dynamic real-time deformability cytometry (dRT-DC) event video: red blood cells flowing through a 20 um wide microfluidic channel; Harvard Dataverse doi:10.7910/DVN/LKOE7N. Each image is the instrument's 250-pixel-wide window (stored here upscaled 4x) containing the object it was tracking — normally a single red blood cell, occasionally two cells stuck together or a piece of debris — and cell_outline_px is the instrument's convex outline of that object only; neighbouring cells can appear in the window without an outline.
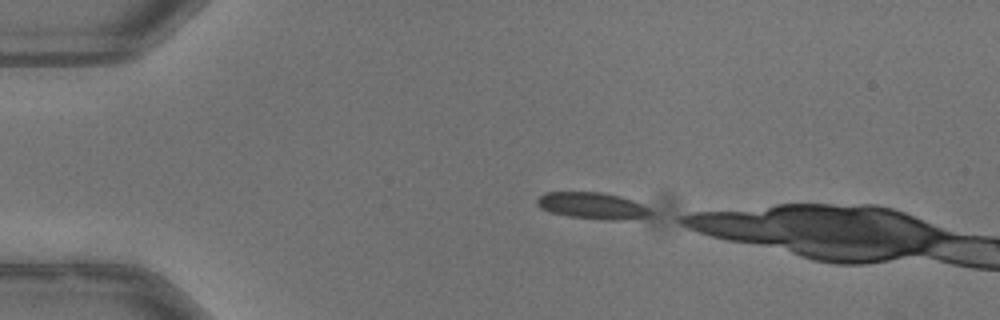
{"species": "common noctule bat (a hibernating species)", "species_latin": "Nyctalus noctula", "temperature_condition": "warm", "stored_images_in_passage": 33, "camera_frame_rate_fps": 3000, "um_per_image_px": 0.085, "animal": {"sex": "male", "body_mass_g": 13.3}, "frame": {"image": 1, "passage_image": 1, "time_ms": 0.0, "image_size_px": [1000, 320], "cell_outline_px": [[652, 212], [648, 216], [620, 220], [608, 220], [568, 216], [552, 212], [540, 208], [536, 204], [536, 200], [544, 192], [600, 192], [620, 196], [632, 200], [648, 208]], "centroid_in_image_um": [50.32, 17.48], "position_along_channel_um": 34.7, "area_um2": 17.4}}
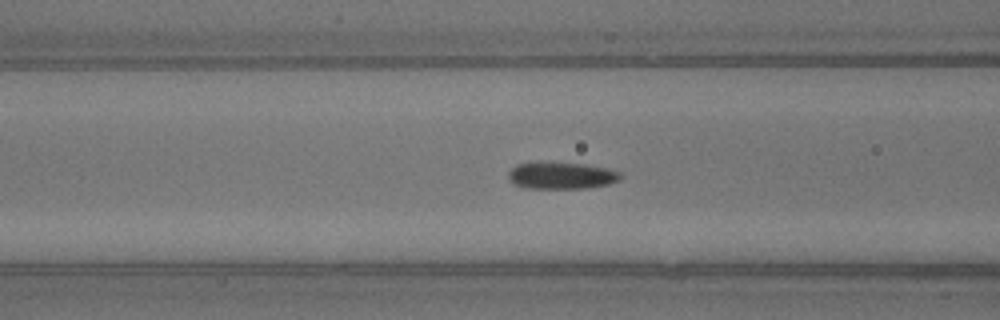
{"frame": {"image": 2, "passage_image": 11, "time_ms": 3.333, "image_size_px": [1000, 320], "cell_outline_px": [[620, 180], [608, 184], [588, 188], [524, 188], [512, 184], [508, 180], [508, 172], [516, 164], [540, 160], [584, 164], [608, 168], [620, 172]], "centroid_in_image_um": [47.65, 14.9], "position_along_channel_um": 119.0, "area_um2": 18.15}}
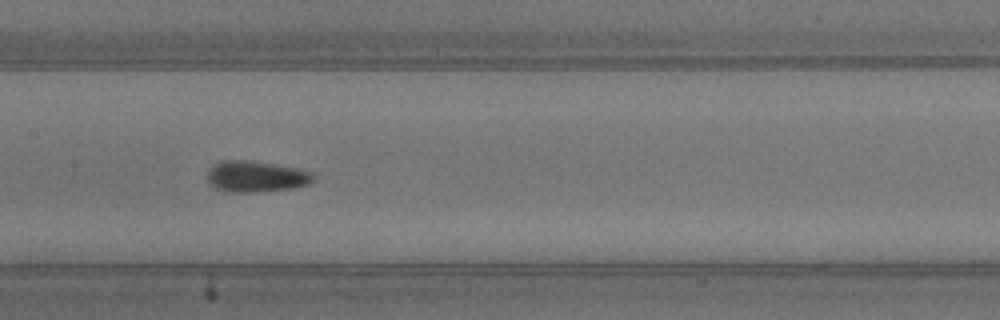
{"frame": {"image": 3, "passage_image": 16, "time_ms": 5.0, "image_size_px": [1000, 320], "cell_outline_px": [[316, 176], [308, 184], [296, 188], [256, 192], [228, 192], [216, 188], [208, 180], [208, 172], [212, 164], [220, 160], [244, 160], [272, 164], [296, 168], [312, 172]], "centroid_in_image_um": [21.76, 15.0], "position_along_channel_um": 185.6, "area_um2": 19.19}}